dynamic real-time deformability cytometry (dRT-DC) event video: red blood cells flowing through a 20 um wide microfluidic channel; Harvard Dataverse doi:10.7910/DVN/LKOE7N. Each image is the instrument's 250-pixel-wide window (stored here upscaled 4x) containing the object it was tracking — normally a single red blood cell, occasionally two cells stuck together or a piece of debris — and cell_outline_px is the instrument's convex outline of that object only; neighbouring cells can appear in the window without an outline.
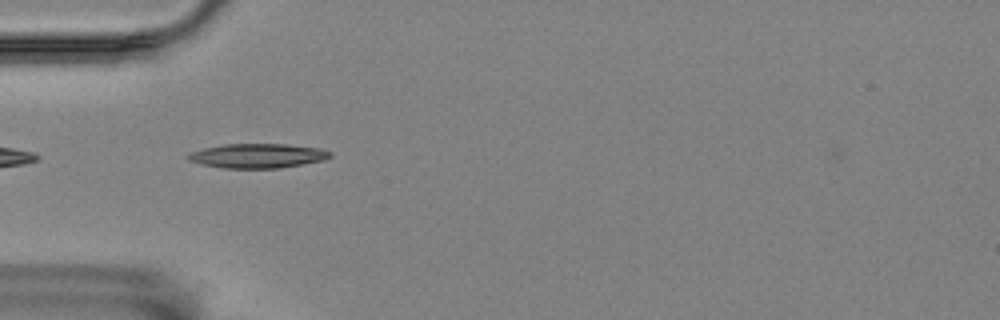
{"species": "Egyptian fruit bat (a non-hibernating species)", "species_latin": "Rousettus aegyptiacus", "temperature_condition": "room temperature", "stored_images_in_passage": 41, "camera_frame_rate_fps": 3000, "um_per_image_px": 0.085, "animal": {"sex": "female"}, "frame": {"image": 1, "passage_image": 1, "time_ms": 0.0, "image_size_px": [1000, 320], "cell_outline_px": [[332, 156], [324, 160], [280, 168], [224, 168], [200, 164], [188, 160], [184, 156], [188, 152], [204, 148], [224, 144], [288, 144], [320, 148], [332, 152]], "centroid_in_image_um": [21.87, 13.24], "position_along_channel_um": 63.1, "area_um2": 20.4}}
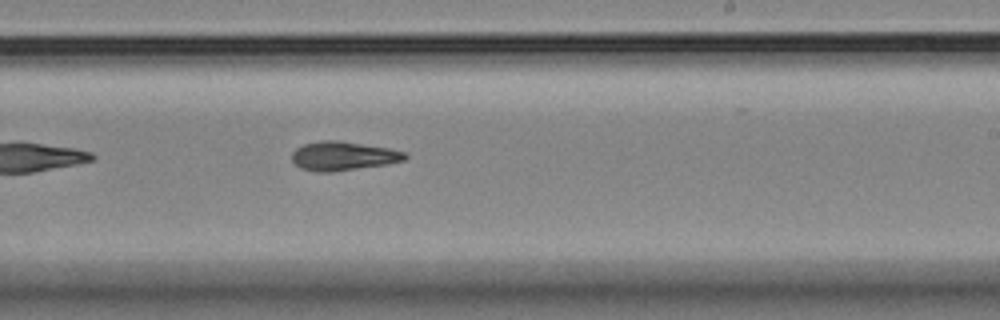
{"frame": {"image": 2, "passage_image": 18, "time_ms": 5.667, "image_size_px": [1000, 320], "cell_outline_px": [[408, 156], [404, 160], [388, 164], [332, 172], [316, 172], [300, 168], [292, 160], [292, 152], [296, 148], [304, 144], [320, 140], [336, 140], [388, 148], [408, 152]], "centroid_in_image_um": [29.17, 13.26], "position_along_channel_um": 259.8, "area_um2": 19.13}}
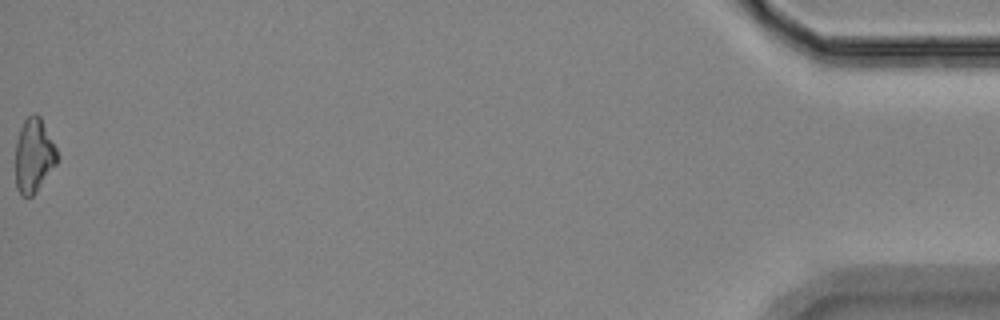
{"frame": {"image": 3, "passage_image": 41, "time_ms": 13.333, "image_size_px": [1000, 320], "cell_outline_px": [[56, 164], [36, 192], [32, 196], [24, 196], [16, 188], [16, 140], [20, 128], [24, 120], [32, 112], [36, 112], [40, 116], [56, 148]], "centroid_in_image_um": [2.86, 13.18], "position_along_channel_um": 432.3, "area_um2": 17.8}, "authors_computed_cell_mechanics": {"area_um2": 18.6694, "velocity_mm_per_s": 3.4917, "shape_relaxation_time_tau1_ms": 4.798, "shape_relaxation_time_tau2_ms": 7.438, "deformation_change_tau1": 0.1503, "deformation_change_tau2": 0.1648}}